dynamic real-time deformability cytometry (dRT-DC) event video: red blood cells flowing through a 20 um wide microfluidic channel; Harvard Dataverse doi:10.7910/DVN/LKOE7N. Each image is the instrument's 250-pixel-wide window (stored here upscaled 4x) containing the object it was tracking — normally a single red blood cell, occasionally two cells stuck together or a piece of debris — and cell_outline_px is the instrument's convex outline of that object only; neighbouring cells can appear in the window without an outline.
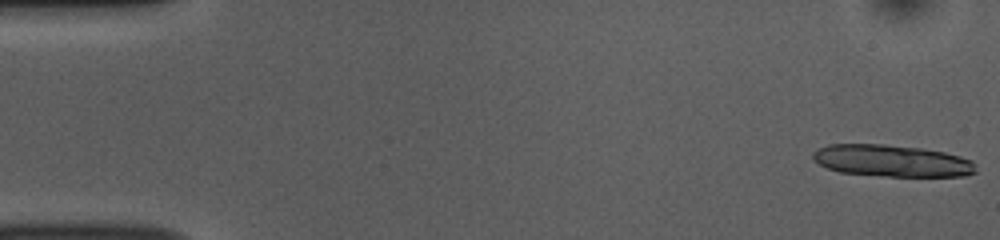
{"species": "common noctule bat (a hibernating species)", "species_latin": "Nyctalus noctula", "temperature_condition": "room temperature", "stored_images_in_passage": 14, "camera_frame_rate_fps": 3000, "um_per_image_px": 0.085, "animal": {"sex": "female", "body_mass_g": 10.0, "forearm_length_mm": 53.1}, "frame": {"image": 1, "passage_image": 1, "time_ms": 0.0, "image_size_px": [1000, 240], "cell_outline_px": [[976, 172], [964, 176], [888, 176], [840, 172], [828, 168], [812, 160], [812, 152], [828, 144], [884, 144], [924, 148], [944, 152], [960, 156], [972, 160], [976, 164]], "centroid_in_image_um": [75.83, 13.66], "position_along_channel_um": 9.2, "area_um2": 30.35}}